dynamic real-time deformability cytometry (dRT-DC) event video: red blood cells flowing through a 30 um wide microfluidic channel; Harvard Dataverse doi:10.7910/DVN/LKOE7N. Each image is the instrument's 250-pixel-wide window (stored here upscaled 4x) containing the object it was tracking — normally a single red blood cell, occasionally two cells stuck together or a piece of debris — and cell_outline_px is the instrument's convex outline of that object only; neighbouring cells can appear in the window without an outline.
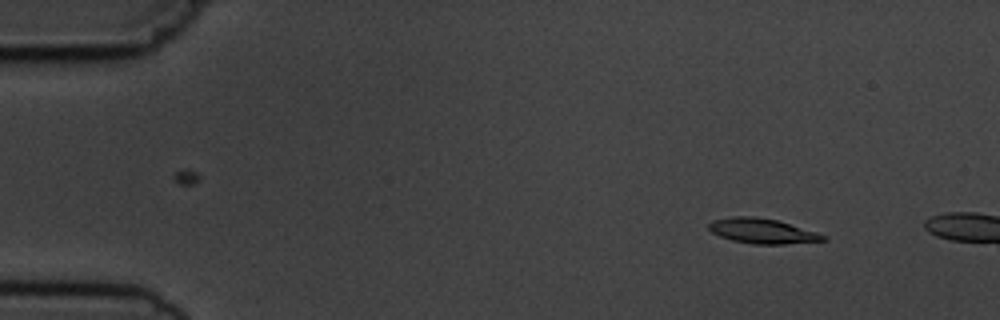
{"species": "common noctule bat (a hibernating species)", "species_latin": "Nyctalus noctula", "temperature_condition": "cold", "stored_images_in_passage": 2, "camera_frame_rate_fps": 3000, "um_per_image_px": 0.085, "animal": {"sex": "male", "body_mass_g": 19.5, "forearm_length_mm": 54.6}, "frame": {"image": 1, "passage_image": 1, "time_ms": 0.0, "image_size_px": [1000, 320], "cell_outline_px": [[828, 240], [784, 244], [752, 244], [732, 240], [720, 236], [712, 232], [708, 228], [708, 224], [712, 220], [732, 216], [756, 216], [776, 220], [816, 232], [828, 236]], "centroid_in_image_um": [64.78, 19.63], "position_along_channel_um": 20.2, "area_um2": 16.65}}